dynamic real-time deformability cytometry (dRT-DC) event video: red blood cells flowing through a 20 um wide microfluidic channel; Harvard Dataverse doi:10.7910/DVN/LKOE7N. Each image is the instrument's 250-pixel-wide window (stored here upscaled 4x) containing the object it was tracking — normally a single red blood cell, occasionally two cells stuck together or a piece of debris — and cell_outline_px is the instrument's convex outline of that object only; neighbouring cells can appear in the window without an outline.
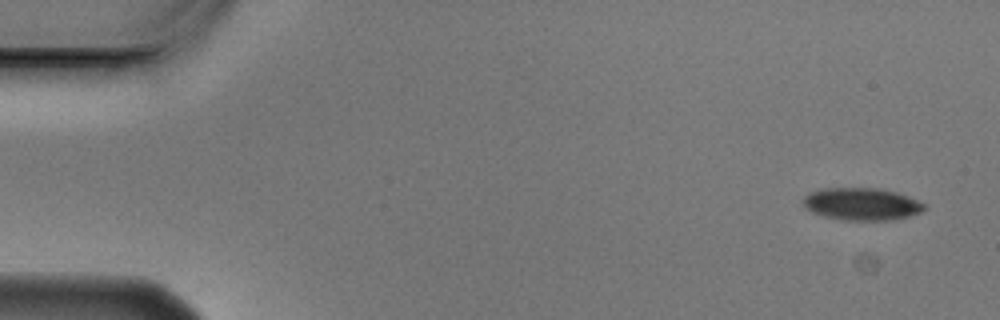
{"species": "Egyptian fruit bat (a non-hibernating species)", "species_latin": "Rousettus aegyptiacus", "temperature_condition": "cold", "stored_images_in_passage": 4, "camera_frame_rate_fps": 3000, "um_per_image_px": 0.085, "animal": {"sex": "male"}, "frame": {"image": 1, "passage_image": 1, "time_ms": 0.0, "image_size_px": [1000, 320], "cell_outline_px": [[928, 208], [920, 212], [908, 216], [892, 220], [840, 220], [824, 216], [812, 212], [804, 204], [804, 196], [812, 192], [824, 188], [880, 188], [896, 192], [908, 196], [928, 204]], "centroid_in_image_um": [73.31, 17.34], "position_along_channel_um": 11.7, "area_um2": 22.89}}
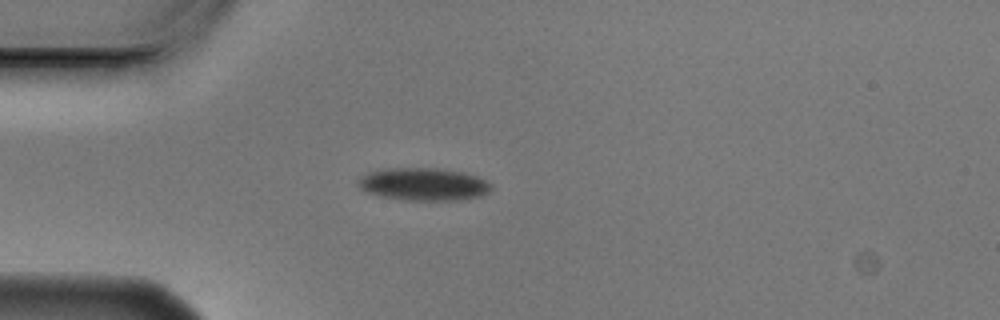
{"frame": {"image": 2, "passage_image": 4, "time_ms": 1.0, "image_size_px": [1000, 320], "cell_outline_px": [[492, 188], [488, 192], [480, 196], [460, 200], [408, 200], [380, 196], [368, 192], [360, 188], [356, 184], [356, 180], [368, 172], [384, 168], [440, 168], [464, 172], [476, 176], [492, 184]], "centroid_in_image_um": [35.98, 15.65], "position_along_channel_um": 49.0, "area_um2": 25.43}}